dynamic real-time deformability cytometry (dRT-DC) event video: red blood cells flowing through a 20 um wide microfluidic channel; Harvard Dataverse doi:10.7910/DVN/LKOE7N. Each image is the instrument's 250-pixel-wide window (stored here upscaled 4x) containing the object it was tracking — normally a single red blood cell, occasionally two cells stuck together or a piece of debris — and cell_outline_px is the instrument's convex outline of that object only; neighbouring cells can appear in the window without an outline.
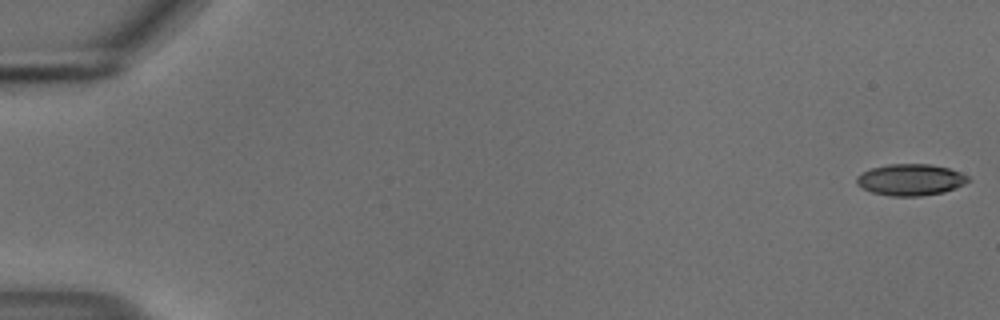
{"species": "common noctule bat (a hibernating species)", "species_latin": "Nyctalus noctula", "temperature_condition": "cold", "stored_images_in_passage": 28, "camera_frame_rate_fps": 3000, "um_per_image_px": 0.085, "animal": {"sex": "male", "body_mass_g": 18.8}, "frame": {"image": 1, "passage_image": 1, "time_ms": 0.0, "image_size_px": [1000, 320], "cell_outline_px": [[972, 180], [956, 188], [944, 192], [920, 196], [892, 196], [872, 192], [856, 184], [856, 176], [872, 168], [888, 164], [932, 164], [948, 168], [960, 172], [968, 176]], "centroid_in_image_um": [77.43, 15.27], "position_along_channel_um": 7.6, "area_um2": 20.46}}
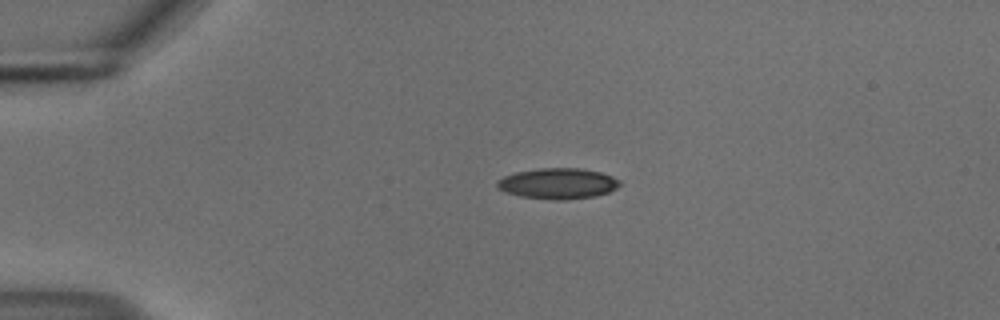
{"frame": {"image": 2, "passage_image": 13, "time_ms": 4.0, "image_size_px": [1000, 320], "cell_outline_px": [[620, 184], [616, 188], [608, 192], [596, 196], [564, 200], [552, 200], [520, 196], [504, 192], [496, 188], [496, 180], [504, 176], [516, 172], [540, 168], [580, 168], [600, 172], [612, 176], [620, 180]], "centroid_in_image_um": [47.39, 15.6], "position_along_channel_um": 37.6, "area_um2": 22.14}}